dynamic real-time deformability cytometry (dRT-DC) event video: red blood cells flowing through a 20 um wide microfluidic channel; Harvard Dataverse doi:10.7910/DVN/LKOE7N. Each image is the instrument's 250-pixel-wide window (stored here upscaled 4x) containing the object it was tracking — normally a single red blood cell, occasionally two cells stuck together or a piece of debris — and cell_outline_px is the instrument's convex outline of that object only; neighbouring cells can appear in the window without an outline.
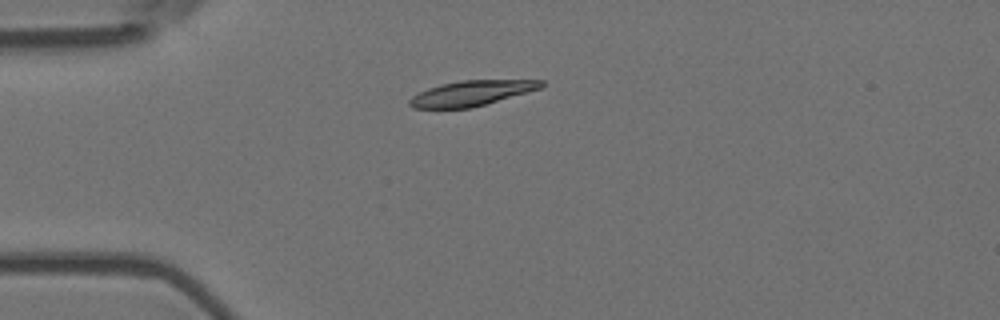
{"species": "Egyptian fruit bat (a non-hibernating species)", "species_latin": "Rousettus aegyptiacus", "temperature_condition": "room temperature", "stored_images_in_passage": 5, "camera_frame_rate_fps": 3000, "um_per_image_px": 0.085, "animal": {"sex": "female"}, "frame": {"image": 1, "passage_image": 5, "time_ms": 1.333, "image_size_px": [1000, 320], "cell_outline_px": [[544, 84], [540, 88], [484, 104], [468, 108], [412, 108], [408, 104], [408, 100], [412, 96], [428, 88], [440, 84], [460, 80], [544, 80]], "centroid_in_image_um": [40.01, 7.91], "position_along_channel_um": 45.0, "area_um2": 19.02}}